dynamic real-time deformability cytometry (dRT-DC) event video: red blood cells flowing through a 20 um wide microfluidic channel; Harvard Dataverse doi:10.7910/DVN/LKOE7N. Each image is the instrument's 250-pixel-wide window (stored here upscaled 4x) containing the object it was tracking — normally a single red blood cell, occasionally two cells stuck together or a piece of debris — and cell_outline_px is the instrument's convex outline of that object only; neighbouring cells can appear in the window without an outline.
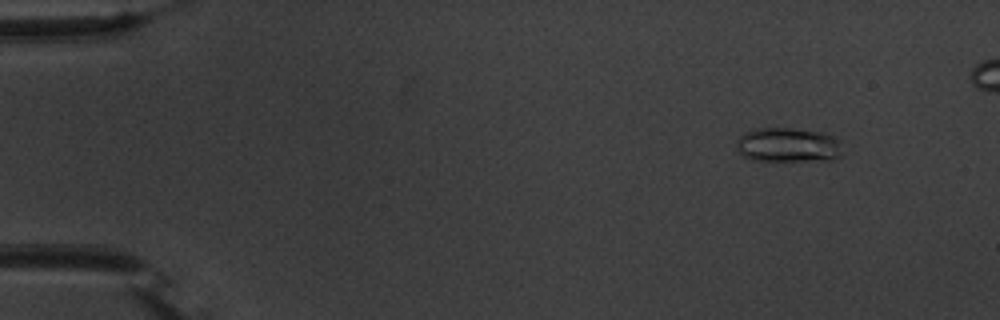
{"species": "common noctule bat (a hibernating species)", "species_latin": "Nyctalus noctula", "temperature_condition": "warm", "stored_images_in_passage": 53, "camera_frame_rate_fps": 3000, "um_per_image_px": 0.085, "animal": {"sex": "male", "body_mass_g": 20.1, "forearm_length_mm": 53.5}, "frame": {"image": 1, "passage_image": 6, "time_ms": 1.667, "image_size_px": [1000, 320], "cell_outline_px": [[840, 156], [832, 160], [752, 160], [736, 152], [736, 144], [740, 136], [744, 132], [756, 128], [792, 128], [824, 132], [840, 140]], "centroid_in_image_um": [66.96, 12.31], "position_along_channel_um": 18.0, "area_um2": 21.39}}
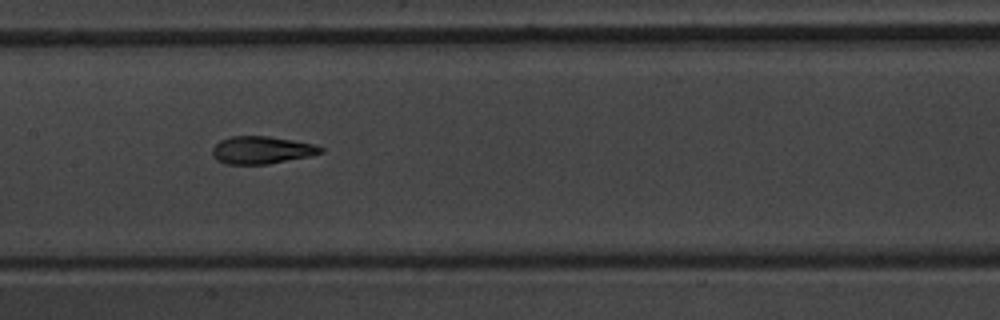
{"frame": {"image": 2, "passage_image": 28, "time_ms": 9.0, "image_size_px": [1000, 320], "cell_outline_px": [[324, 152], [308, 156], [268, 164], [224, 164], [216, 160], [212, 156], [212, 148], [220, 140], [232, 136], [268, 136], [316, 144], [324, 148]], "centroid_in_image_um": [22.22, 12.75], "position_along_channel_um": 185.2, "area_um2": 17.46}}
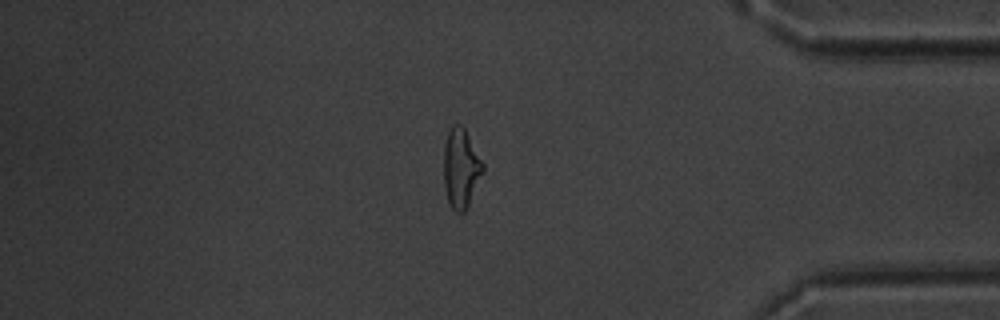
{"frame": {"image": 3, "passage_image": 47, "time_ms": 15.333, "image_size_px": [1000, 320], "cell_outline_px": [[484, 172], [464, 212], [456, 212], [452, 208], [448, 200], [444, 188], [444, 144], [448, 132], [452, 124], [460, 124], [464, 128], [484, 164]], "centroid_in_image_um": [39.17, 14.28], "position_along_channel_um": 396.0, "area_um2": 17.98}}